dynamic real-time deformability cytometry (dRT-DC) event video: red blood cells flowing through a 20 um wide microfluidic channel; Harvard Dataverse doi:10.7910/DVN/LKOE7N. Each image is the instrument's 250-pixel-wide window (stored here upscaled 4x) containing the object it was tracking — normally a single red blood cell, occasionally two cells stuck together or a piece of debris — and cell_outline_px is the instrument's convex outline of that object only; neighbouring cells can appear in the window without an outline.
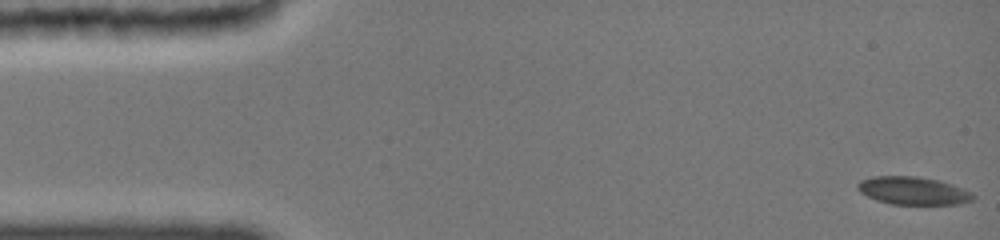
{"species": "common noctule bat (a hibernating species)", "species_latin": "Nyctalus noctula", "temperature_condition": "cold", "stored_images_in_passage": 51, "camera_frame_rate_fps": 3000, "um_per_image_px": 0.085, "animal": {"sex": "female", "body_mass_g": 19.0, "forearm_length_mm": 51.5}, "frame": {"image": 1, "passage_image": 1, "time_ms": 0.0, "image_size_px": [1000, 240], "cell_outline_px": [[976, 196], [972, 200], [960, 204], [892, 204], [876, 200], [860, 192], [856, 188], [856, 184], [860, 180], [872, 176], [920, 176], [940, 180], [964, 188], [972, 192]], "centroid_in_image_um": [77.62, 16.2], "position_along_channel_um": 7.4, "area_um2": 19.02}}
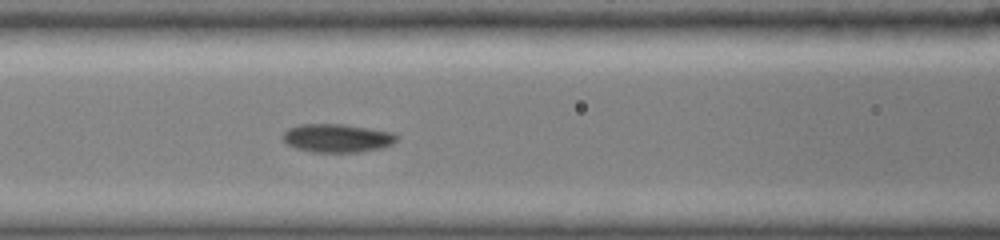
{"frame": {"image": 2, "passage_image": 23, "time_ms": 6.333, "image_size_px": [1000, 240], "cell_outline_px": [[396, 140], [392, 144], [380, 148], [360, 152], [312, 152], [296, 148], [288, 144], [284, 140], [284, 132], [292, 128], [304, 124], [340, 124], [388, 132], [396, 136]], "centroid_in_image_um": [28.63, 11.76], "position_along_channel_um": 138.0, "area_um2": 18.21}}
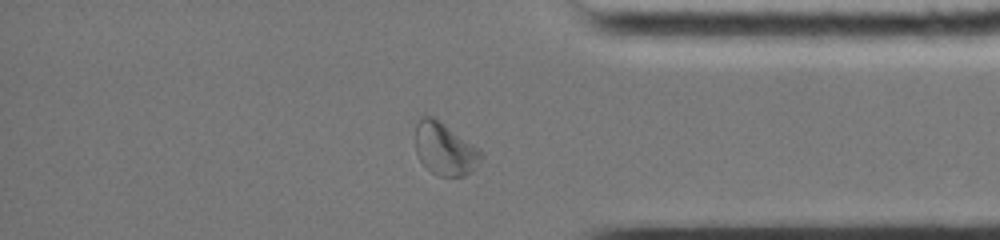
{"frame": {"image": 3, "passage_image": 44, "time_ms": 13.0, "image_size_px": [1000, 240], "cell_outline_px": [[484, 156], [476, 168], [472, 172], [464, 176], [436, 176], [420, 160], [416, 152], [416, 124], [420, 116], [424, 112], [440, 120], [480, 148]], "centroid_in_image_um": [37.83, 12.63], "position_along_channel_um": 397.4, "area_um2": 20.58}, "authors_computed_cell_mechanics": {"area_um2": 18.4382, "velocity_mm_per_s": 3.9545, "shape_relaxation_time_tau1_ms": null, "shape_relaxation_time_tau2_ms": 3.3588, "deformation_change_tau1": null, "deformation_change_tau2": 0.0611}}